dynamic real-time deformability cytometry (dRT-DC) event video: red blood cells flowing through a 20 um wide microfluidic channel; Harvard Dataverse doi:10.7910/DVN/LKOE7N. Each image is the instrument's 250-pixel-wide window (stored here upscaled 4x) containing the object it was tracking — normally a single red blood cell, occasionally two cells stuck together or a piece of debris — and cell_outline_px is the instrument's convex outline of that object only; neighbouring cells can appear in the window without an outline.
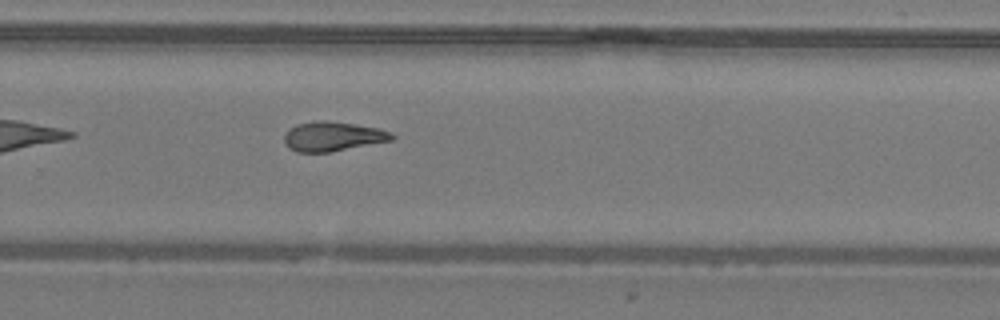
{"species": "common noctule bat (a hibernating species)", "species_latin": "Nyctalus noctula", "temperature_condition": "warm", "stored_images_in_passage": 21, "camera_frame_rate_fps": 3000, "um_per_image_px": 0.085, "animal": {"sex": "male", "body_mass_g": 19.2, "forearm_length_mm": 51.8}, "frame": {"image": 1, "passage_image": 15, "time_ms": 4.667, "image_size_px": [1000, 320], "cell_outline_px": [[396, 136], [392, 140], [328, 152], [296, 152], [288, 148], [284, 144], [284, 136], [288, 128], [296, 124], [316, 120], [328, 120], [380, 128], [392, 132]], "centroid_in_image_um": [28.26, 11.58], "position_along_channel_um": 301.5, "area_um2": 18.67}}